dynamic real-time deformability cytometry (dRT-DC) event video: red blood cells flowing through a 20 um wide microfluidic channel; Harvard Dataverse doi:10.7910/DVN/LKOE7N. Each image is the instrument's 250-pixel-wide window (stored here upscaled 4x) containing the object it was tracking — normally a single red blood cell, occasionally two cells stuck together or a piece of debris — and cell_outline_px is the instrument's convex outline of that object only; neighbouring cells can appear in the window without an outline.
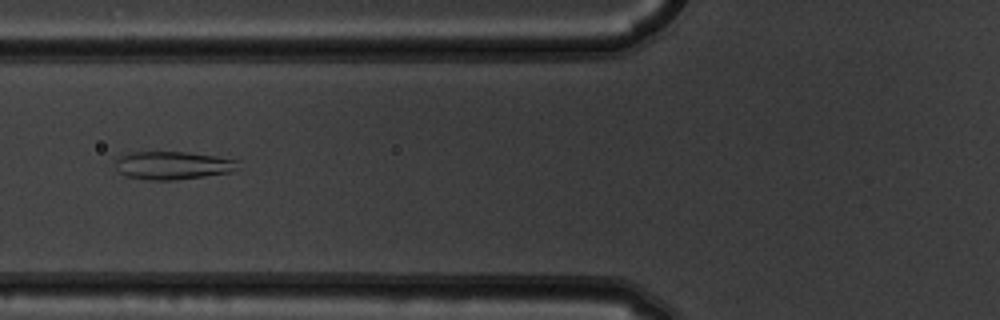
{"species": "common noctule bat (a hibernating species)", "species_latin": "Nyctalus noctula", "temperature_condition": "warm", "stored_images_in_passage": 7, "camera_frame_rate_fps": 3000, "um_per_image_px": 0.085, "animal": {"sex": "male", "body_mass_g": 19.5, "forearm_length_mm": 54.6}, "frame": {"image": 1, "passage_image": 7, "time_ms": 2.0, "image_size_px": [1000, 320], "cell_outline_px": [[240, 160], [236, 168], [232, 172], [204, 176], [172, 180], [148, 180], [124, 176], [120, 172], [116, 164], [116, 160], [120, 156], [128, 152], [188, 152]], "centroid_in_image_um": [14.68, 14.05], "position_along_channel_um": 111.1, "area_um2": 20.0}}